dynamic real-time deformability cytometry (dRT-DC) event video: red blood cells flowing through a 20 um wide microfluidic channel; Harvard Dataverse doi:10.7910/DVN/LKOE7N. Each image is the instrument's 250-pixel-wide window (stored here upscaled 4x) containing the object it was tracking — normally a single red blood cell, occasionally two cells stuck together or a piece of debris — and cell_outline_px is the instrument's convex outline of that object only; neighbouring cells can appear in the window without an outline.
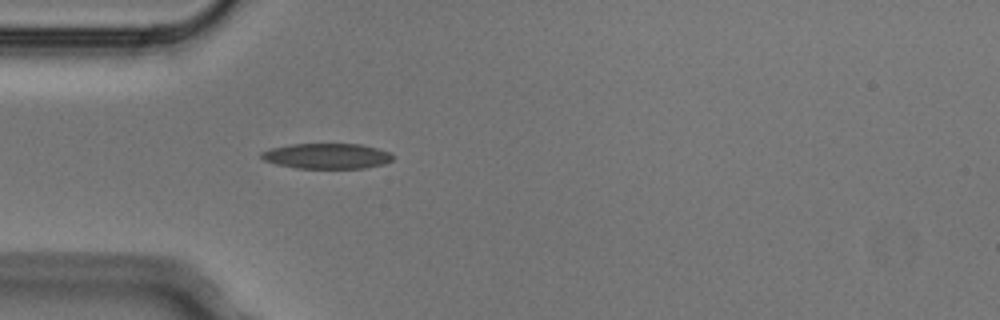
{"species": "Egyptian fruit bat (a non-hibernating species)", "species_latin": "Rousettus aegyptiacus", "temperature_condition": "cold", "stored_images_in_passage": 3, "camera_frame_rate_fps": 3000, "um_per_image_px": 0.085, "animal": {"sex": "male"}, "frame": {"image": 1, "passage_image": 3, "time_ms": 0.667, "image_size_px": [1000, 320], "cell_outline_px": [[392, 160], [384, 164], [364, 168], [296, 168], [276, 164], [264, 160], [260, 156], [260, 152], [268, 148], [292, 144], [360, 144], [376, 148], [388, 152], [392, 156]], "centroid_in_image_um": [27.73, 13.26], "position_along_channel_um": 57.3, "area_um2": 19.42}}